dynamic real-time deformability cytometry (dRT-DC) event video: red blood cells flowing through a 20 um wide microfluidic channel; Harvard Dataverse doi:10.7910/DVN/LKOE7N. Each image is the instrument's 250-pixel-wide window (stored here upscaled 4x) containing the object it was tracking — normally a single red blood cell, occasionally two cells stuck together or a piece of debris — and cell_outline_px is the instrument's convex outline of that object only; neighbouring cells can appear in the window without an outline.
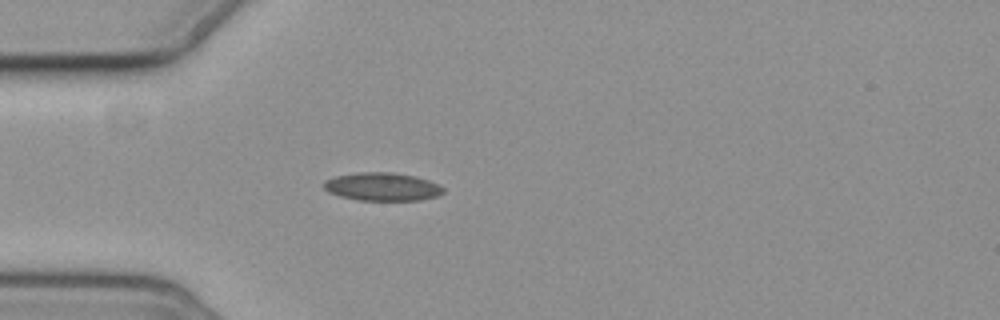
{"species": "common noctule bat (a hibernating species)", "species_latin": "Nyctalus noctula", "temperature_condition": "cold", "stored_images_in_passage": 1, "camera_frame_rate_fps": 3000, "um_per_image_px": 0.085, "animal": {"sex": "female", "body_mass_g": 19.3, "forearm_length_mm": 54.1}, "frame": {"image": 1, "passage_image": 1, "time_ms": 0.0, "image_size_px": [1000, 320], "cell_outline_px": [[444, 192], [436, 196], [420, 200], [360, 200], [340, 196], [328, 192], [324, 188], [324, 180], [336, 176], [360, 172], [392, 172], [416, 176], [440, 184], [444, 188]], "centroid_in_image_um": [32.51, 15.86], "position_along_channel_um": 52.5, "area_um2": 19.59}}